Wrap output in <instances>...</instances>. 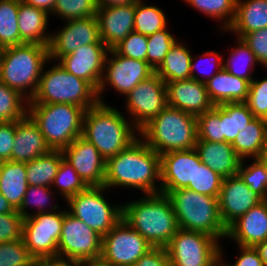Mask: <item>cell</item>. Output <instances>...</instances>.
Wrapping results in <instances>:
<instances>
[{"mask_svg": "<svg viewBox=\"0 0 267 266\" xmlns=\"http://www.w3.org/2000/svg\"><path fill=\"white\" fill-rule=\"evenodd\" d=\"M152 245L124 219L102 237L100 260L109 266H134Z\"/></svg>", "mask_w": 267, "mask_h": 266, "instance_id": "cell-11", "label": "cell"}, {"mask_svg": "<svg viewBox=\"0 0 267 266\" xmlns=\"http://www.w3.org/2000/svg\"><path fill=\"white\" fill-rule=\"evenodd\" d=\"M28 113V100L0 81V122L19 121Z\"/></svg>", "mask_w": 267, "mask_h": 266, "instance_id": "cell-38", "label": "cell"}, {"mask_svg": "<svg viewBox=\"0 0 267 266\" xmlns=\"http://www.w3.org/2000/svg\"><path fill=\"white\" fill-rule=\"evenodd\" d=\"M4 48L0 46V66H1V59H2V54H3Z\"/></svg>", "mask_w": 267, "mask_h": 266, "instance_id": "cell-64", "label": "cell"}, {"mask_svg": "<svg viewBox=\"0 0 267 266\" xmlns=\"http://www.w3.org/2000/svg\"><path fill=\"white\" fill-rule=\"evenodd\" d=\"M267 141V125L262 118H254L231 143L243 159L259 158Z\"/></svg>", "mask_w": 267, "mask_h": 266, "instance_id": "cell-31", "label": "cell"}, {"mask_svg": "<svg viewBox=\"0 0 267 266\" xmlns=\"http://www.w3.org/2000/svg\"><path fill=\"white\" fill-rule=\"evenodd\" d=\"M51 150L38 125L28 114L23 119L16 121L11 161L29 162Z\"/></svg>", "mask_w": 267, "mask_h": 266, "instance_id": "cell-24", "label": "cell"}, {"mask_svg": "<svg viewBox=\"0 0 267 266\" xmlns=\"http://www.w3.org/2000/svg\"><path fill=\"white\" fill-rule=\"evenodd\" d=\"M79 264V261L58 256L48 258V266H79Z\"/></svg>", "mask_w": 267, "mask_h": 266, "instance_id": "cell-56", "label": "cell"}, {"mask_svg": "<svg viewBox=\"0 0 267 266\" xmlns=\"http://www.w3.org/2000/svg\"><path fill=\"white\" fill-rule=\"evenodd\" d=\"M97 7H111V6H121L128 5L130 3H135L137 0H95Z\"/></svg>", "mask_w": 267, "mask_h": 266, "instance_id": "cell-57", "label": "cell"}, {"mask_svg": "<svg viewBox=\"0 0 267 266\" xmlns=\"http://www.w3.org/2000/svg\"><path fill=\"white\" fill-rule=\"evenodd\" d=\"M52 188L53 187L35 186V185L28 186L22 204L20 205V208L17 211L21 214L23 218L35 214L58 211L59 208L57 207L58 206L57 204L52 205L51 209L47 208V205L51 203L50 196L53 193V191L51 190ZM30 206L32 207L35 206V208L37 207L36 209H38V211L36 212L34 211V213L31 212L29 213L27 210Z\"/></svg>", "mask_w": 267, "mask_h": 266, "instance_id": "cell-41", "label": "cell"}, {"mask_svg": "<svg viewBox=\"0 0 267 266\" xmlns=\"http://www.w3.org/2000/svg\"><path fill=\"white\" fill-rule=\"evenodd\" d=\"M112 49L122 56L147 61V36L133 31Z\"/></svg>", "mask_w": 267, "mask_h": 266, "instance_id": "cell-47", "label": "cell"}, {"mask_svg": "<svg viewBox=\"0 0 267 266\" xmlns=\"http://www.w3.org/2000/svg\"><path fill=\"white\" fill-rule=\"evenodd\" d=\"M15 209L11 206L8 200L0 194V214L14 212Z\"/></svg>", "mask_w": 267, "mask_h": 266, "instance_id": "cell-59", "label": "cell"}, {"mask_svg": "<svg viewBox=\"0 0 267 266\" xmlns=\"http://www.w3.org/2000/svg\"><path fill=\"white\" fill-rule=\"evenodd\" d=\"M167 196L180 229L206 233L218 241L226 238L227 228L220 218L217 197L187 188L170 191Z\"/></svg>", "mask_w": 267, "mask_h": 266, "instance_id": "cell-6", "label": "cell"}, {"mask_svg": "<svg viewBox=\"0 0 267 266\" xmlns=\"http://www.w3.org/2000/svg\"><path fill=\"white\" fill-rule=\"evenodd\" d=\"M161 157V193L186 188L194 182L195 164H201L197 151L166 152Z\"/></svg>", "mask_w": 267, "mask_h": 266, "instance_id": "cell-20", "label": "cell"}, {"mask_svg": "<svg viewBox=\"0 0 267 266\" xmlns=\"http://www.w3.org/2000/svg\"><path fill=\"white\" fill-rule=\"evenodd\" d=\"M34 260L23 238L0 243V266H30Z\"/></svg>", "mask_w": 267, "mask_h": 266, "instance_id": "cell-45", "label": "cell"}, {"mask_svg": "<svg viewBox=\"0 0 267 266\" xmlns=\"http://www.w3.org/2000/svg\"><path fill=\"white\" fill-rule=\"evenodd\" d=\"M242 39L256 55L259 63L267 69V28L245 34Z\"/></svg>", "mask_w": 267, "mask_h": 266, "instance_id": "cell-50", "label": "cell"}, {"mask_svg": "<svg viewBox=\"0 0 267 266\" xmlns=\"http://www.w3.org/2000/svg\"><path fill=\"white\" fill-rule=\"evenodd\" d=\"M177 39L167 27L147 36V63L155 70Z\"/></svg>", "mask_w": 267, "mask_h": 266, "instance_id": "cell-43", "label": "cell"}, {"mask_svg": "<svg viewBox=\"0 0 267 266\" xmlns=\"http://www.w3.org/2000/svg\"><path fill=\"white\" fill-rule=\"evenodd\" d=\"M254 118L245 102L220 104L221 142L232 143Z\"/></svg>", "mask_w": 267, "mask_h": 266, "instance_id": "cell-32", "label": "cell"}, {"mask_svg": "<svg viewBox=\"0 0 267 266\" xmlns=\"http://www.w3.org/2000/svg\"><path fill=\"white\" fill-rule=\"evenodd\" d=\"M251 160L252 164L246 167V159L241 161L237 175L251 190L267 200V169L259 158Z\"/></svg>", "mask_w": 267, "mask_h": 266, "instance_id": "cell-42", "label": "cell"}, {"mask_svg": "<svg viewBox=\"0 0 267 266\" xmlns=\"http://www.w3.org/2000/svg\"><path fill=\"white\" fill-rule=\"evenodd\" d=\"M259 159L265 165L267 169V141H266V145L263 147V151L261 152Z\"/></svg>", "mask_w": 267, "mask_h": 266, "instance_id": "cell-61", "label": "cell"}, {"mask_svg": "<svg viewBox=\"0 0 267 266\" xmlns=\"http://www.w3.org/2000/svg\"><path fill=\"white\" fill-rule=\"evenodd\" d=\"M222 257H223V250L222 246H220V260L218 261L217 266H226L225 263H223L222 261L223 260Z\"/></svg>", "mask_w": 267, "mask_h": 266, "instance_id": "cell-63", "label": "cell"}, {"mask_svg": "<svg viewBox=\"0 0 267 266\" xmlns=\"http://www.w3.org/2000/svg\"><path fill=\"white\" fill-rule=\"evenodd\" d=\"M222 180L223 177L205 164H195L194 182L186 188L197 193L218 197Z\"/></svg>", "mask_w": 267, "mask_h": 266, "instance_id": "cell-44", "label": "cell"}, {"mask_svg": "<svg viewBox=\"0 0 267 266\" xmlns=\"http://www.w3.org/2000/svg\"><path fill=\"white\" fill-rule=\"evenodd\" d=\"M79 266H109L103 261L99 260H90V261H82Z\"/></svg>", "mask_w": 267, "mask_h": 266, "instance_id": "cell-60", "label": "cell"}, {"mask_svg": "<svg viewBox=\"0 0 267 266\" xmlns=\"http://www.w3.org/2000/svg\"><path fill=\"white\" fill-rule=\"evenodd\" d=\"M136 2L128 5L98 8L96 17L100 39L112 49L134 31Z\"/></svg>", "mask_w": 267, "mask_h": 266, "instance_id": "cell-22", "label": "cell"}, {"mask_svg": "<svg viewBox=\"0 0 267 266\" xmlns=\"http://www.w3.org/2000/svg\"><path fill=\"white\" fill-rule=\"evenodd\" d=\"M125 107L133 125L140 130L167 105L166 83L154 73L141 81L125 98Z\"/></svg>", "mask_w": 267, "mask_h": 266, "instance_id": "cell-15", "label": "cell"}, {"mask_svg": "<svg viewBox=\"0 0 267 266\" xmlns=\"http://www.w3.org/2000/svg\"><path fill=\"white\" fill-rule=\"evenodd\" d=\"M48 14L46 11L19 1L18 29L20 45L39 44L48 46L51 33H47Z\"/></svg>", "mask_w": 267, "mask_h": 266, "instance_id": "cell-27", "label": "cell"}, {"mask_svg": "<svg viewBox=\"0 0 267 266\" xmlns=\"http://www.w3.org/2000/svg\"><path fill=\"white\" fill-rule=\"evenodd\" d=\"M209 98L214 105L246 102L250 82L236 77L222 68L205 83Z\"/></svg>", "mask_w": 267, "mask_h": 266, "instance_id": "cell-26", "label": "cell"}, {"mask_svg": "<svg viewBox=\"0 0 267 266\" xmlns=\"http://www.w3.org/2000/svg\"><path fill=\"white\" fill-rule=\"evenodd\" d=\"M97 91L85 80L66 71L59 63L42 71L36 93L28 103L71 104L88 110L98 103Z\"/></svg>", "mask_w": 267, "mask_h": 266, "instance_id": "cell-7", "label": "cell"}, {"mask_svg": "<svg viewBox=\"0 0 267 266\" xmlns=\"http://www.w3.org/2000/svg\"><path fill=\"white\" fill-rule=\"evenodd\" d=\"M82 107L71 104L28 103V115L38 125L52 150H63L82 136Z\"/></svg>", "mask_w": 267, "mask_h": 266, "instance_id": "cell-8", "label": "cell"}, {"mask_svg": "<svg viewBox=\"0 0 267 266\" xmlns=\"http://www.w3.org/2000/svg\"><path fill=\"white\" fill-rule=\"evenodd\" d=\"M64 209L24 218L23 240L35 260L57 257Z\"/></svg>", "mask_w": 267, "mask_h": 266, "instance_id": "cell-12", "label": "cell"}, {"mask_svg": "<svg viewBox=\"0 0 267 266\" xmlns=\"http://www.w3.org/2000/svg\"><path fill=\"white\" fill-rule=\"evenodd\" d=\"M48 62L51 61L46 45L24 43L4 48L0 81L30 101L36 93L42 71Z\"/></svg>", "mask_w": 267, "mask_h": 266, "instance_id": "cell-5", "label": "cell"}, {"mask_svg": "<svg viewBox=\"0 0 267 266\" xmlns=\"http://www.w3.org/2000/svg\"><path fill=\"white\" fill-rule=\"evenodd\" d=\"M64 159L62 150H51L32 161L25 162L28 186L52 187L61 161Z\"/></svg>", "mask_w": 267, "mask_h": 266, "instance_id": "cell-33", "label": "cell"}, {"mask_svg": "<svg viewBox=\"0 0 267 266\" xmlns=\"http://www.w3.org/2000/svg\"><path fill=\"white\" fill-rule=\"evenodd\" d=\"M25 162H0V194L18 210L27 191Z\"/></svg>", "mask_w": 267, "mask_h": 266, "instance_id": "cell-29", "label": "cell"}, {"mask_svg": "<svg viewBox=\"0 0 267 266\" xmlns=\"http://www.w3.org/2000/svg\"><path fill=\"white\" fill-rule=\"evenodd\" d=\"M91 43H103L100 39L97 17L68 20L62 29L51 34L48 45L50 61L57 62L78 47Z\"/></svg>", "mask_w": 267, "mask_h": 266, "instance_id": "cell-16", "label": "cell"}, {"mask_svg": "<svg viewBox=\"0 0 267 266\" xmlns=\"http://www.w3.org/2000/svg\"><path fill=\"white\" fill-rule=\"evenodd\" d=\"M228 239L238 246L255 247L267 239V200L249 209L227 228Z\"/></svg>", "mask_w": 267, "mask_h": 266, "instance_id": "cell-23", "label": "cell"}, {"mask_svg": "<svg viewBox=\"0 0 267 266\" xmlns=\"http://www.w3.org/2000/svg\"><path fill=\"white\" fill-rule=\"evenodd\" d=\"M134 266H169L166 248L153 247L141 256Z\"/></svg>", "mask_w": 267, "mask_h": 266, "instance_id": "cell-53", "label": "cell"}, {"mask_svg": "<svg viewBox=\"0 0 267 266\" xmlns=\"http://www.w3.org/2000/svg\"><path fill=\"white\" fill-rule=\"evenodd\" d=\"M219 243L206 233L179 228L166 246L169 266H217Z\"/></svg>", "mask_w": 267, "mask_h": 266, "instance_id": "cell-10", "label": "cell"}, {"mask_svg": "<svg viewBox=\"0 0 267 266\" xmlns=\"http://www.w3.org/2000/svg\"><path fill=\"white\" fill-rule=\"evenodd\" d=\"M193 9L204 13L213 20L220 22L224 32L232 25L236 15L237 0H183Z\"/></svg>", "mask_w": 267, "mask_h": 266, "instance_id": "cell-37", "label": "cell"}, {"mask_svg": "<svg viewBox=\"0 0 267 266\" xmlns=\"http://www.w3.org/2000/svg\"><path fill=\"white\" fill-rule=\"evenodd\" d=\"M109 48L104 43H91L78 47L72 53L61 57L57 62L69 73L87 81L98 91Z\"/></svg>", "mask_w": 267, "mask_h": 266, "instance_id": "cell-17", "label": "cell"}, {"mask_svg": "<svg viewBox=\"0 0 267 266\" xmlns=\"http://www.w3.org/2000/svg\"><path fill=\"white\" fill-rule=\"evenodd\" d=\"M123 205V219L152 247L166 246L179 229L170 198L163 193L146 194Z\"/></svg>", "mask_w": 267, "mask_h": 266, "instance_id": "cell-3", "label": "cell"}, {"mask_svg": "<svg viewBox=\"0 0 267 266\" xmlns=\"http://www.w3.org/2000/svg\"><path fill=\"white\" fill-rule=\"evenodd\" d=\"M25 4L34 6L36 8L46 11L48 14H52L56 0H22Z\"/></svg>", "mask_w": 267, "mask_h": 266, "instance_id": "cell-55", "label": "cell"}, {"mask_svg": "<svg viewBox=\"0 0 267 266\" xmlns=\"http://www.w3.org/2000/svg\"><path fill=\"white\" fill-rule=\"evenodd\" d=\"M15 133L16 121L0 122V162L11 161Z\"/></svg>", "mask_w": 267, "mask_h": 266, "instance_id": "cell-52", "label": "cell"}, {"mask_svg": "<svg viewBox=\"0 0 267 266\" xmlns=\"http://www.w3.org/2000/svg\"><path fill=\"white\" fill-rule=\"evenodd\" d=\"M255 249L258 251L260 258L263 260L265 266H267V239L257 244Z\"/></svg>", "mask_w": 267, "mask_h": 266, "instance_id": "cell-58", "label": "cell"}, {"mask_svg": "<svg viewBox=\"0 0 267 266\" xmlns=\"http://www.w3.org/2000/svg\"><path fill=\"white\" fill-rule=\"evenodd\" d=\"M57 187L59 195L65 200L88 188L75 169L63 159L58 168L52 187Z\"/></svg>", "mask_w": 267, "mask_h": 266, "instance_id": "cell-39", "label": "cell"}, {"mask_svg": "<svg viewBox=\"0 0 267 266\" xmlns=\"http://www.w3.org/2000/svg\"><path fill=\"white\" fill-rule=\"evenodd\" d=\"M30 266H48V258L34 260Z\"/></svg>", "mask_w": 267, "mask_h": 266, "instance_id": "cell-62", "label": "cell"}, {"mask_svg": "<svg viewBox=\"0 0 267 266\" xmlns=\"http://www.w3.org/2000/svg\"><path fill=\"white\" fill-rule=\"evenodd\" d=\"M168 106L198 116L213 109L204 83L195 79L166 83Z\"/></svg>", "mask_w": 267, "mask_h": 266, "instance_id": "cell-21", "label": "cell"}, {"mask_svg": "<svg viewBox=\"0 0 267 266\" xmlns=\"http://www.w3.org/2000/svg\"><path fill=\"white\" fill-rule=\"evenodd\" d=\"M106 190L105 186L88 187L66 201L67 211L102 237L123 219V205L112 206L102 195Z\"/></svg>", "mask_w": 267, "mask_h": 266, "instance_id": "cell-9", "label": "cell"}, {"mask_svg": "<svg viewBox=\"0 0 267 266\" xmlns=\"http://www.w3.org/2000/svg\"><path fill=\"white\" fill-rule=\"evenodd\" d=\"M198 140L221 142L220 105L197 117Z\"/></svg>", "mask_w": 267, "mask_h": 266, "instance_id": "cell-46", "label": "cell"}, {"mask_svg": "<svg viewBox=\"0 0 267 266\" xmlns=\"http://www.w3.org/2000/svg\"><path fill=\"white\" fill-rule=\"evenodd\" d=\"M19 0H0V46L20 45L18 29Z\"/></svg>", "mask_w": 267, "mask_h": 266, "instance_id": "cell-35", "label": "cell"}, {"mask_svg": "<svg viewBox=\"0 0 267 266\" xmlns=\"http://www.w3.org/2000/svg\"><path fill=\"white\" fill-rule=\"evenodd\" d=\"M238 247L241 252L240 255L237 257L234 264H227V261L225 262V260H223L226 266H265L255 247Z\"/></svg>", "mask_w": 267, "mask_h": 266, "instance_id": "cell-54", "label": "cell"}, {"mask_svg": "<svg viewBox=\"0 0 267 266\" xmlns=\"http://www.w3.org/2000/svg\"><path fill=\"white\" fill-rule=\"evenodd\" d=\"M62 152L88 187L104 186L106 160L91 142L80 136Z\"/></svg>", "mask_w": 267, "mask_h": 266, "instance_id": "cell-18", "label": "cell"}, {"mask_svg": "<svg viewBox=\"0 0 267 266\" xmlns=\"http://www.w3.org/2000/svg\"><path fill=\"white\" fill-rule=\"evenodd\" d=\"M236 44L237 47L233 46L226 61L223 60V68L230 74L251 82L254 79V66L259 61L242 38L237 37Z\"/></svg>", "mask_w": 267, "mask_h": 266, "instance_id": "cell-34", "label": "cell"}, {"mask_svg": "<svg viewBox=\"0 0 267 266\" xmlns=\"http://www.w3.org/2000/svg\"><path fill=\"white\" fill-rule=\"evenodd\" d=\"M190 50L182 41H175L162 63L155 69V73L165 82L187 80L191 78Z\"/></svg>", "mask_w": 267, "mask_h": 266, "instance_id": "cell-30", "label": "cell"}, {"mask_svg": "<svg viewBox=\"0 0 267 266\" xmlns=\"http://www.w3.org/2000/svg\"><path fill=\"white\" fill-rule=\"evenodd\" d=\"M195 150L201 162L221 177L237 175L242 159L231 143L197 140Z\"/></svg>", "mask_w": 267, "mask_h": 266, "instance_id": "cell-25", "label": "cell"}, {"mask_svg": "<svg viewBox=\"0 0 267 266\" xmlns=\"http://www.w3.org/2000/svg\"><path fill=\"white\" fill-rule=\"evenodd\" d=\"M23 224L24 218L17 210L0 214V243L22 239Z\"/></svg>", "mask_w": 267, "mask_h": 266, "instance_id": "cell-49", "label": "cell"}, {"mask_svg": "<svg viewBox=\"0 0 267 266\" xmlns=\"http://www.w3.org/2000/svg\"><path fill=\"white\" fill-rule=\"evenodd\" d=\"M263 120H264V122H265L266 125H267V115H266V117H265Z\"/></svg>", "mask_w": 267, "mask_h": 266, "instance_id": "cell-65", "label": "cell"}, {"mask_svg": "<svg viewBox=\"0 0 267 266\" xmlns=\"http://www.w3.org/2000/svg\"><path fill=\"white\" fill-rule=\"evenodd\" d=\"M264 28H267V0H237L235 19L227 31L242 38Z\"/></svg>", "mask_w": 267, "mask_h": 266, "instance_id": "cell-28", "label": "cell"}, {"mask_svg": "<svg viewBox=\"0 0 267 266\" xmlns=\"http://www.w3.org/2000/svg\"><path fill=\"white\" fill-rule=\"evenodd\" d=\"M217 199L220 218L226 228L264 200L251 190L238 175L223 178Z\"/></svg>", "mask_w": 267, "mask_h": 266, "instance_id": "cell-19", "label": "cell"}, {"mask_svg": "<svg viewBox=\"0 0 267 266\" xmlns=\"http://www.w3.org/2000/svg\"><path fill=\"white\" fill-rule=\"evenodd\" d=\"M167 27V19L158 6L145 5L144 0L136 1L134 32L150 36Z\"/></svg>", "mask_w": 267, "mask_h": 266, "instance_id": "cell-36", "label": "cell"}, {"mask_svg": "<svg viewBox=\"0 0 267 266\" xmlns=\"http://www.w3.org/2000/svg\"><path fill=\"white\" fill-rule=\"evenodd\" d=\"M254 117L264 119L267 115V77L250 82L248 97L245 102Z\"/></svg>", "mask_w": 267, "mask_h": 266, "instance_id": "cell-48", "label": "cell"}, {"mask_svg": "<svg viewBox=\"0 0 267 266\" xmlns=\"http://www.w3.org/2000/svg\"><path fill=\"white\" fill-rule=\"evenodd\" d=\"M154 73L155 70L147 61L128 58L109 49L105 59L103 78L97 91L98 101L104 103L101 94L107 86H111L115 92L127 96L141 81Z\"/></svg>", "mask_w": 267, "mask_h": 266, "instance_id": "cell-14", "label": "cell"}, {"mask_svg": "<svg viewBox=\"0 0 267 266\" xmlns=\"http://www.w3.org/2000/svg\"><path fill=\"white\" fill-rule=\"evenodd\" d=\"M159 182V186H156ZM161 157L139 136L125 150L106 161L104 186L137 188L146 194L161 193Z\"/></svg>", "mask_w": 267, "mask_h": 266, "instance_id": "cell-1", "label": "cell"}, {"mask_svg": "<svg viewBox=\"0 0 267 266\" xmlns=\"http://www.w3.org/2000/svg\"><path fill=\"white\" fill-rule=\"evenodd\" d=\"M98 7L95 0H56L52 15L65 21L96 17Z\"/></svg>", "mask_w": 267, "mask_h": 266, "instance_id": "cell-40", "label": "cell"}, {"mask_svg": "<svg viewBox=\"0 0 267 266\" xmlns=\"http://www.w3.org/2000/svg\"><path fill=\"white\" fill-rule=\"evenodd\" d=\"M200 56V57H199ZM198 57H195V56H192V59H191V79H195V80H197V81H199V82H202V83H206V82H208L217 72H219L222 68H223V55L222 54H218L217 52H215V51H207V52H205V53H203L202 55H199ZM211 58V62H213V65H214V63H215V71L214 72H209V71H207V68L205 69L204 68V70H202L201 72H200V76L198 75L199 73H195V71H196V69H198V68H200L201 67V65H202V63L200 64V62L198 63V61H195V62H197V63H195L194 62V60H196L197 58H200V60L202 59H204V58ZM207 62V61H206ZM210 62V63H211ZM209 63V62H208ZM200 65V66H199ZM210 65V64H209ZM211 65H212V63H211ZM201 69V68H200ZM200 71V70H199ZM208 73V74H207ZM201 75H203V76H201Z\"/></svg>", "mask_w": 267, "mask_h": 266, "instance_id": "cell-51", "label": "cell"}, {"mask_svg": "<svg viewBox=\"0 0 267 266\" xmlns=\"http://www.w3.org/2000/svg\"><path fill=\"white\" fill-rule=\"evenodd\" d=\"M138 136L139 130L125 119L124 113L105 102H98L84 112L82 137L91 142L106 161L125 150Z\"/></svg>", "mask_w": 267, "mask_h": 266, "instance_id": "cell-2", "label": "cell"}, {"mask_svg": "<svg viewBox=\"0 0 267 266\" xmlns=\"http://www.w3.org/2000/svg\"><path fill=\"white\" fill-rule=\"evenodd\" d=\"M102 236L64 209L57 256L79 262L99 260Z\"/></svg>", "mask_w": 267, "mask_h": 266, "instance_id": "cell-13", "label": "cell"}, {"mask_svg": "<svg viewBox=\"0 0 267 266\" xmlns=\"http://www.w3.org/2000/svg\"><path fill=\"white\" fill-rule=\"evenodd\" d=\"M139 136L159 155L191 150L198 140L197 118L167 105L139 130Z\"/></svg>", "mask_w": 267, "mask_h": 266, "instance_id": "cell-4", "label": "cell"}]
</instances>
